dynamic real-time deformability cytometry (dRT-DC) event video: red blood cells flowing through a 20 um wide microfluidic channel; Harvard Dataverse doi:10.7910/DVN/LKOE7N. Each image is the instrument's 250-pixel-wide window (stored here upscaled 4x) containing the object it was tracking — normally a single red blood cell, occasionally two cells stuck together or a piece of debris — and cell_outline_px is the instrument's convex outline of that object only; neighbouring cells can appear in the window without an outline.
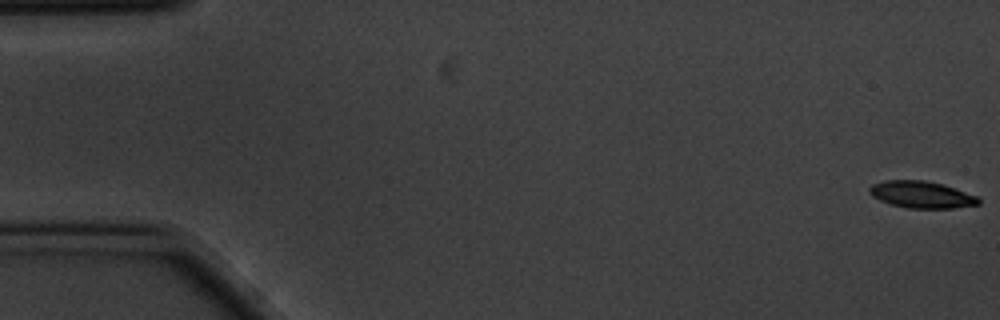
{"species": "common noctule bat (a hibernating species)", "species_latin": "Nyctalus noctula", "temperature_condition": "cold", "stored_images_in_passage": 5, "camera_frame_rate_fps": 3000, "um_per_image_px": 0.085, "animal": {"sex": "male", "body_mass_g": 20.1, "forearm_length_mm": 53.5}, "frame": {"image": 1, "passage_image": 1, "time_ms": 0.0, "image_size_px": [1000, 320], "cell_outline_px": [[980, 204], [952, 208], [908, 208], [892, 204], [880, 200], [872, 196], [868, 192], [868, 188], [872, 184], [884, 180], [924, 180], [944, 184], [976, 196], [980, 200]], "centroid_in_image_um": [78.3, 16.53], "position_along_channel_um": 6.7, "area_um2": 17.05}}